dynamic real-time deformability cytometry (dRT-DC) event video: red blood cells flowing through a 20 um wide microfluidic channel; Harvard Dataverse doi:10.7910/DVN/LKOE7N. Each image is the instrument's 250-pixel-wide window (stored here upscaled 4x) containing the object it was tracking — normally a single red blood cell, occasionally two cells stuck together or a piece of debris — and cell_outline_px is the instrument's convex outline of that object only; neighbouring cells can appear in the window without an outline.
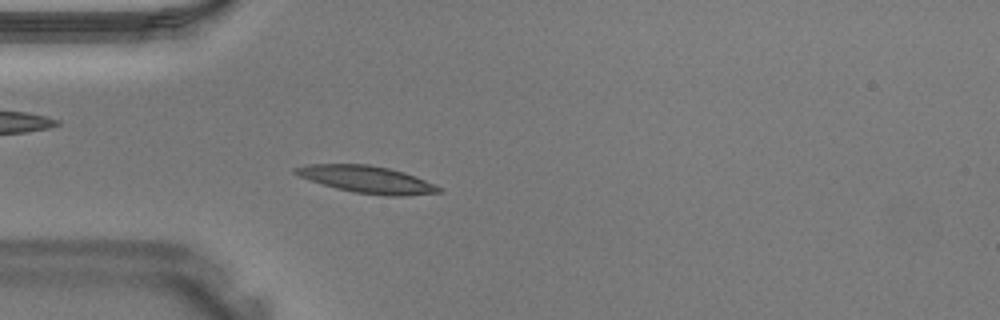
{"species": "Egyptian fruit bat (a non-hibernating species)", "species_latin": "Rousettus aegyptiacus", "temperature_condition": "warm", "stored_images_in_passage": 36, "camera_frame_rate_fps": 3000, "um_per_image_px": 0.085, "animal": {"sex": "male"}, "frame": {"image": 1, "passage_image": 11, "time_ms": 3.333, "image_size_px": [1000, 320], "cell_outline_px": [[444, 188], [440, 192], [404, 196], [388, 196], [352, 192], [336, 188], [296, 176], [292, 172], [292, 168], [308, 164], [368, 164], [388, 168], [404, 172], [436, 184]], "centroid_in_image_um": [31.17, 15.25], "position_along_channel_um": 53.8, "area_um2": 22.83}}
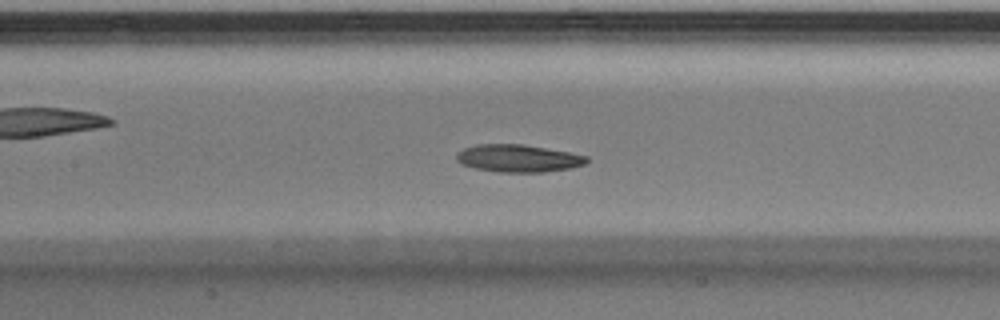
{"frame": {"image": 2, "passage_image": 18, "time_ms": 5.667, "image_size_px": [1000, 320], "cell_outline_px": [[588, 160], [584, 164], [572, 168], [544, 172], [500, 172], [476, 168], [460, 164], [456, 160], [456, 152], [464, 148], [476, 144], [524, 144], [568, 152], [588, 156]], "centroid_in_image_um": [44.02, 13.45], "position_along_channel_um": 163.4, "area_um2": 20.92}}
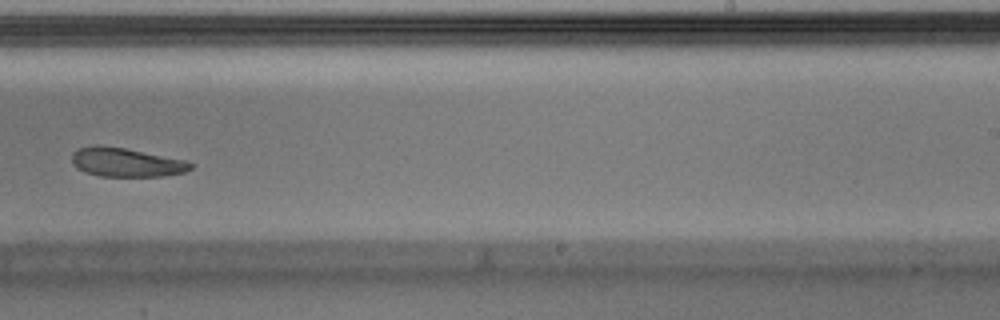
{"frame": {"image": 3, "passage_image": 25, "time_ms": 8.0, "image_size_px": [1000, 320], "cell_outline_px": [[192, 168], [184, 172], [164, 176], [100, 176], [84, 172], [76, 168], [72, 164], [72, 152], [76, 148], [96, 144], [124, 148], [184, 160], [192, 164]], "centroid_in_image_um": [10.64, 13.79], "position_along_channel_um": 278.4, "area_um2": 20.0}}